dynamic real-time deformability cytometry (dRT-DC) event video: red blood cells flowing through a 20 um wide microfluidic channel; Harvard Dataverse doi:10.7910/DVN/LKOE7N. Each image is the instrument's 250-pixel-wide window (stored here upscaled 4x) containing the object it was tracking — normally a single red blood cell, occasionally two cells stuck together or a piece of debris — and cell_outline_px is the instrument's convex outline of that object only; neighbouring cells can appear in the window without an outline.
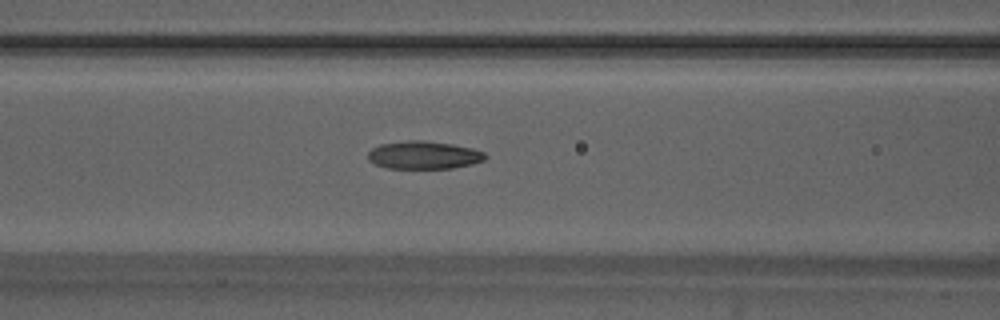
{"species": "Egyptian fruit bat (a non-hibernating species)", "species_latin": "Rousettus aegyptiacus", "temperature_condition": "warm", "stored_images_in_passage": 53, "camera_frame_rate_fps": 3000, "um_per_image_px": 0.085, "animal": {"sex": "male"}, "frame": {"image": 1, "passage_image": 22, "time_ms": 7.0, "image_size_px": [1000, 320], "cell_outline_px": [[488, 156], [484, 160], [472, 164], [452, 168], [388, 168], [376, 164], [368, 160], [368, 152], [372, 148], [380, 144], [408, 140], [424, 140], [452, 144], [472, 148], [484, 152]], "centroid_in_image_um": [36.03, 13.17], "position_along_channel_um": 130.6, "area_um2": 19.07}}
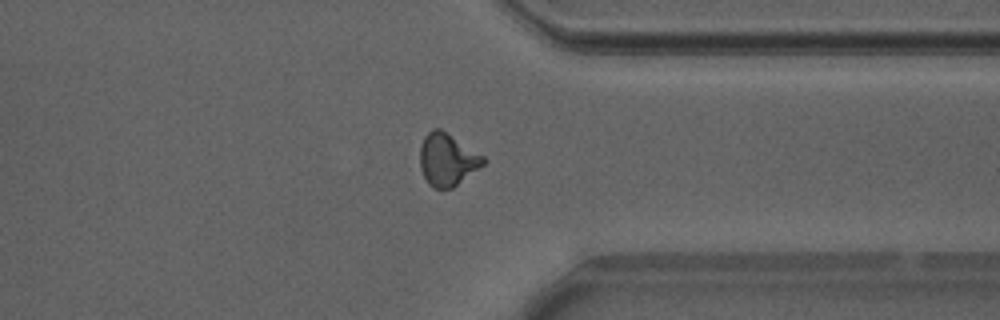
{"frame": {"image": 2, "passage_image": 41, "time_ms": 13.333, "image_size_px": [1000, 320], "cell_outline_px": [[488, 160], [484, 164], [452, 188], [432, 188], [428, 184], [420, 168], [420, 148], [424, 136], [432, 128], [440, 128], [484, 156]], "centroid_in_image_um": [38.01, 13.56], "position_along_channel_um": 373.4, "area_um2": 19.25}}
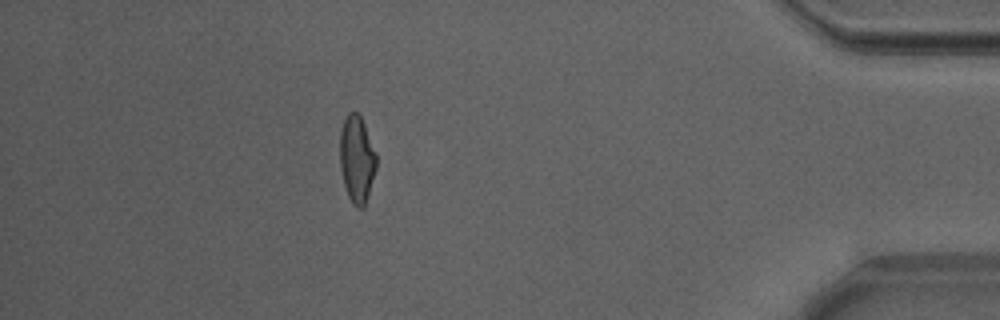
{"frame": {"image": 3, "passage_image": 47, "time_ms": 15.333, "image_size_px": [1000, 320], "cell_outline_px": [[376, 168], [368, 196], [364, 208], [356, 208], [352, 204], [348, 196], [344, 184], [340, 168], [340, 132], [344, 120], [348, 112], [356, 112], [360, 116], [364, 124], [376, 152]], "centroid_in_image_um": [30.33, 13.55], "position_along_channel_um": 404.9, "area_um2": 18.5}, "authors_computed_cell_mechanics": {"area_um2": 18.7272, "velocity_mm_per_s": 3.8915, "shape_relaxation_time_tau1_ms": null, "shape_relaxation_time_tau2_ms": 1.7099, "deformation_change_tau1": null, "deformation_change_tau2": 0.0927}}